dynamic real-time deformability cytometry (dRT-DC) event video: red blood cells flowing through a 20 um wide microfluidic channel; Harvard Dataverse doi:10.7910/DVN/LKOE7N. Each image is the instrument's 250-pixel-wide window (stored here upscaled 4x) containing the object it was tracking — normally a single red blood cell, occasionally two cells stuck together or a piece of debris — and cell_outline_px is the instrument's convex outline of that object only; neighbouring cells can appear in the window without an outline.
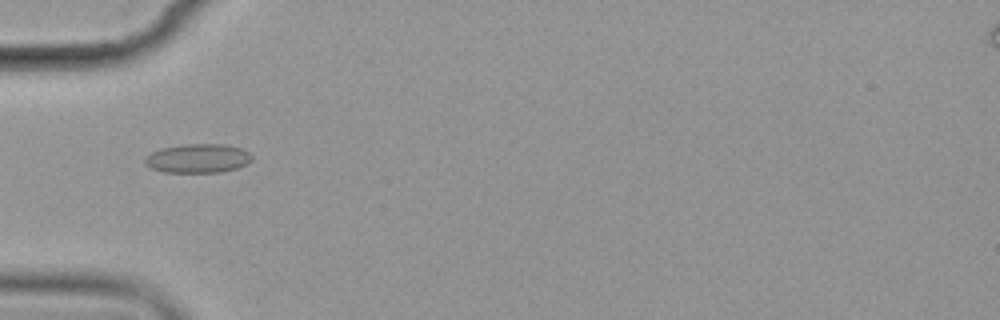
{"species": "common noctule bat (a hibernating species)", "species_latin": "Nyctalus noctula", "temperature_condition": "cold", "stored_images_in_passage": 6, "camera_frame_rate_fps": 3000, "um_per_image_px": 0.085, "animal": {"sex": "female", "body_mass_g": 19.9}, "frame": {"image": 1, "passage_image": 2, "time_ms": 1.333, "image_size_px": [1000, 320], "cell_outline_px": [[252, 160], [248, 164], [236, 168], [220, 172], [164, 172], [152, 168], [144, 164], [144, 156], [160, 148], [184, 144], [224, 144], [240, 148], [248, 152], [252, 156]], "centroid_in_image_um": [16.8, 13.46], "position_along_channel_um": 68.2, "area_um2": 18.15}}
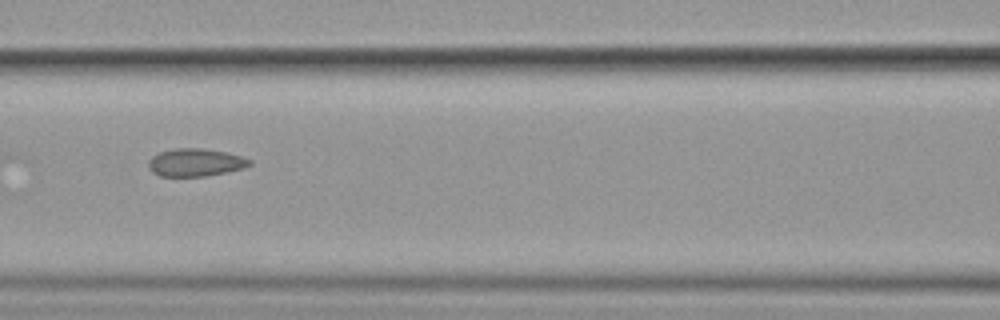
{"frame": {"image": 2, "passage_image": 4, "time_ms": 3.667, "image_size_px": [1000, 320], "cell_outline_px": [[252, 164], [244, 168], [204, 176], [160, 176], [152, 172], [148, 168], [148, 160], [152, 156], [160, 152], [176, 148], [200, 148], [224, 152], [240, 156], [252, 160]], "centroid_in_image_um": [16.58, 13.81], "position_along_channel_um": 150.0, "area_um2": 16.24}}
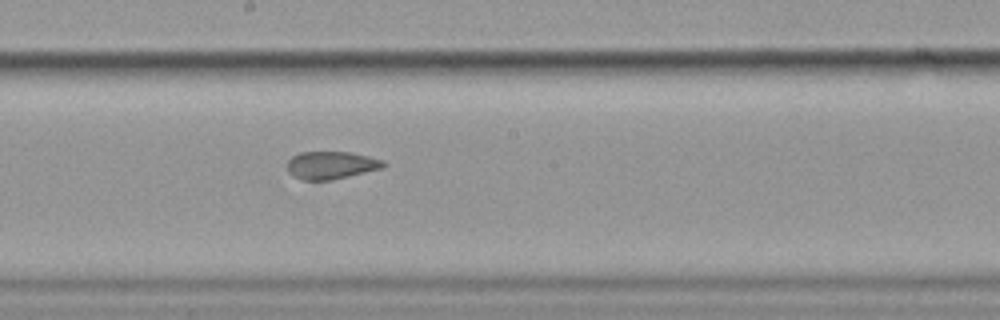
{"frame": {"image": 3, "passage_image": 6, "time_ms": 5.667, "image_size_px": [1000, 320], "cell_outline_px": [[388, 164], [384, 168], [332, 180], [300, 180], [288, 172], [288, 160], [292, 156], [300, 152], [352, 152], [384, 160]], "centroid_in_image_um": [28.18, 14.04], "position_along_channel_um": 220.0, "area_um2": 15.72}}